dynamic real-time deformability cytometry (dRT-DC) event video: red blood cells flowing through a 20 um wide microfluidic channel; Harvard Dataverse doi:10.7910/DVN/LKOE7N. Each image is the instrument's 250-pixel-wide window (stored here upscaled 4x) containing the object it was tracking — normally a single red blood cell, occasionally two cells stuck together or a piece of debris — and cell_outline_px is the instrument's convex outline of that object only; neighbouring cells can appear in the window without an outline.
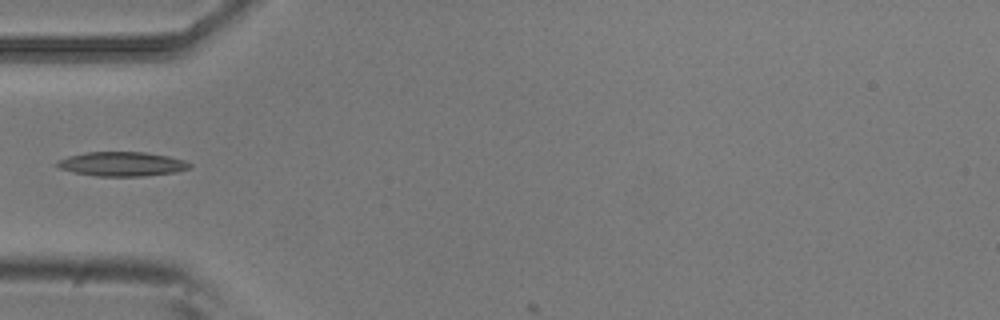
{"species": "common noctule bat (a hibernating species)", "species_latin": "Nyctalus noctula", "temperature_condition": "room temperature", "stored_images_in_passage": 6, "camera_frame_rate_fps": 3000, "um_per_image_px": 0.085, "animal": {"sex": "male", "body_mass_g": 20.5, "forearm_length_mm": 52.5}, "frame": {"image": 1, "passage_image": 5, "time_ms": 1.333, "image_size_px": [1000, 320], "cell_outline_px": [[192, 168], [176, 172], [144, 176], [96, 176], [72, 172], [60, 168], [52, 164], [56, 160], [68, 156], [88, 152], [144, 152], [168, 156], [184, 160], [192, 164]], "centroid_in_image_um": [10.34, 13.94], "position_along_channel_um": 74.7, "area_um2": 18.96}}